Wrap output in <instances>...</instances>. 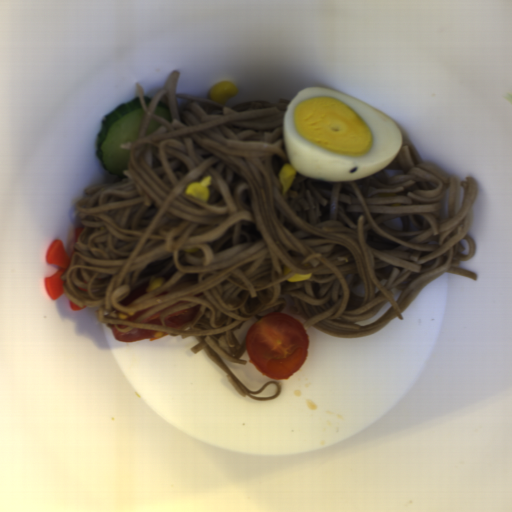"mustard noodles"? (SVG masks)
Segmentation results:
<instances>
[{
  "label": "mustard noodles",
  "instance_id": "mustard-noodles-1",
  "mask_svg": "<svg viewBox=\"0 0 512 512\" xmlns=\"http://www.w3.org/2000/svg\"><path fill=\"white\" fill-rule=\"evenodd\" d=\"M179 73L170 72L148 106L135 85L144 118L136 141L120 147L129 151L126 178L108 171L77 202L83 233L65 250L75 254L62 276L69 303L97 308L101 323L120 332L197 338L191 353L204 351L241 397L264 402L278 398L281 385L248 389L221 357L246 365L247 334L268 314L360 338L404 320L420 290L443 275L479 280L460 264L476 250L469 230L480 187L471 175L462 180L425 161L399 129L401 149L381 171L329 182L295 170L286 197L283 116L292 99L217 103L178 93ZM161 101L170 123L155 116ZM150 119L161 128L146 135ZM208 175L205 203L186 195ZM388 192L398 197L377 198ZM285 265L293 272L284 275ZM294 273L312 275L286 280ZM150 277L168 281L126 307L118 303ZM182 300L160 314L163 326L141 323ZM198 305L180 330L165 324ZM153 306L133 323L118 318Z\"/></svg>",
  "mask_w": 512,
  "mask_h": 512
}]
</instances>
